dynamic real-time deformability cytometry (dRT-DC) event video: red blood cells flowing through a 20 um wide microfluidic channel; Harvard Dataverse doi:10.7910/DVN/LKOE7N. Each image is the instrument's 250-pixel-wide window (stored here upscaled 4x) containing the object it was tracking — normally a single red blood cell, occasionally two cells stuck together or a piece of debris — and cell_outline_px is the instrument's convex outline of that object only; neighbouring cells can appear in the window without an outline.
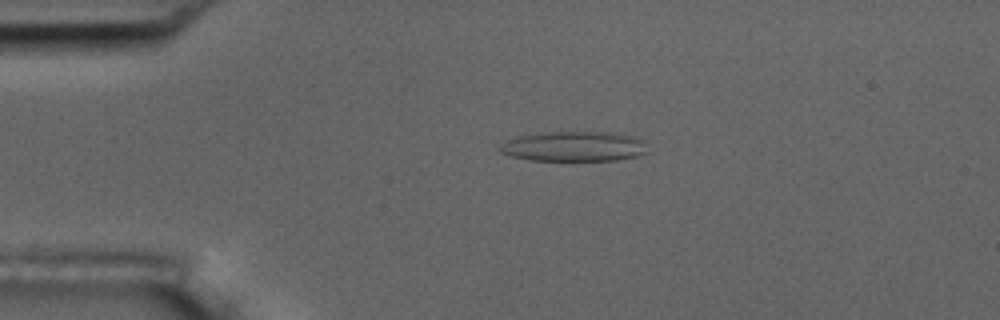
{"species": "common noctule bat (a hibernating species)", "species_latin": "Nyctalus noctula", "temperature_condition": "room temperature", "stored_images_in_passage": 6, "camera_frame_rate_fps": 3000, "um_per_image_px": 0.085, "animal": {"sex": "male", "body_mass_g": 17.5, "forearm_length_mm": 52.3}, "frame": {"image": 1, "passage_image": 4, "time_ms": 3.667, "image_size_px": [1000, 320], "cell_outline_px": [[648, 152], [636, 156], [616, 160], [532, 160], [512, 156], [500, 152], [496, 148], [500, 144], [516, 136], [544, 132], [616, 132], [636, 136], [644, 140]], "centroid_in_image_um": [48.81, 12.43], "position_along_channel_um": 36.2, "area_um2": 26.07}}